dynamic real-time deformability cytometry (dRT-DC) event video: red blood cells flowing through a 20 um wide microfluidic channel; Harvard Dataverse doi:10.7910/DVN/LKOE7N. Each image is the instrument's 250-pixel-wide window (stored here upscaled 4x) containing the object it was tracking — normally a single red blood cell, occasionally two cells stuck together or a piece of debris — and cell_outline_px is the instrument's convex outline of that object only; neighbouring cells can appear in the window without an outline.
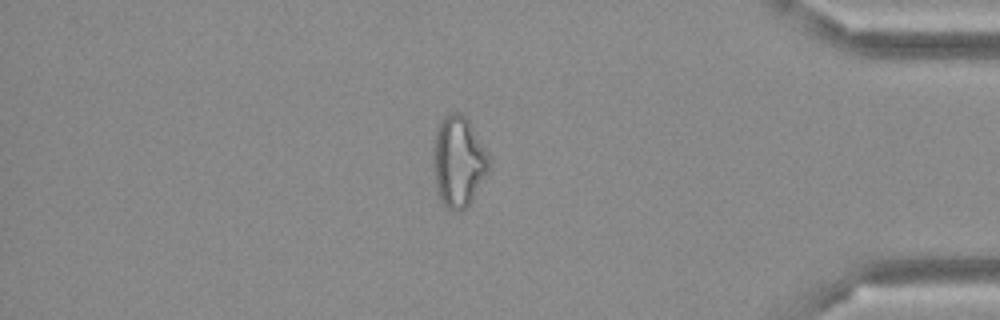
{"species": "Egyptian fruit bat (a non-hibernating species)", "species_latin": "Rousettus aegyptiacus", "temperature_condition": "cold", "stored_images_in_passage": 49, "camera_frame_rate_fps": 3000, "um_per_image_px": 0.085, "frame": {"image": 1, "passage_image": 42, "time_ms": 13.667, "image_size_px": [1000, 320], "cell_outline_px": [[488, 172], [468, 204], [460, 212], [456, 212], [440, 204], [432, 164], [432, 148], [436, 128], [440, 120], [448, 112], [460, 112], [468, 120], [484, 148], [488, 156]], "centroid_in_image_um": [38.9, 13.72], "position_along_channel_um": 396.3, "area_um2": 29.42}}